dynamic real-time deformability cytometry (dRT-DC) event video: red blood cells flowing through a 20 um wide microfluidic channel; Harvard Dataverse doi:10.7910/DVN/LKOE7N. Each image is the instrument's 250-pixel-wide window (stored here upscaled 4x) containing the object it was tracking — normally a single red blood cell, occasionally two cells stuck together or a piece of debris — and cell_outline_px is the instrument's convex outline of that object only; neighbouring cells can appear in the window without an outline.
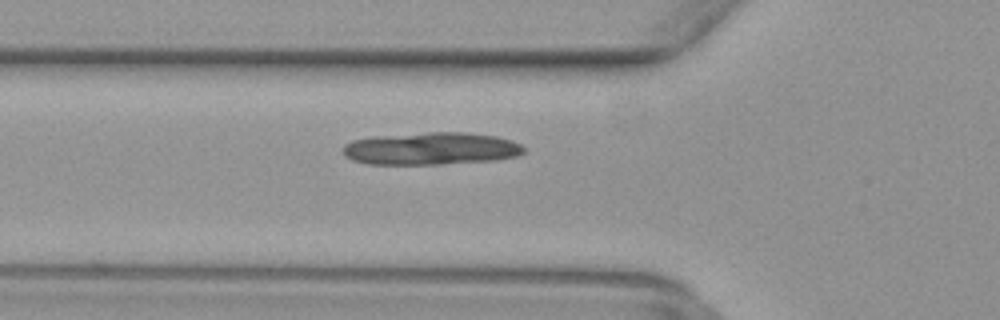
{"species": "common noctule bat (a hibernating species)", "species_latin": "Nyctalus noctula", "temperature_condition": "warm", "stored_images_in_passage": 34, "camera_frame_rate_fps": 3000, "um_per_image_px": 0.085, "animal": {"sex": "female", "body_mass_g": 29.2, "forearm_length_mm": 56.3}, "frame": {"image": 1, "passage_image": 2, "time_ms": 0.333, "image_size_px": [1000, 320], "cell_outline_px": [[524, 152], [516, 156], [496, 160], [440, 164], [368, 164], [352, 160], [344, 156], [344, 144], [352, 140], [372, 136], [428, 132], [464, 132], [496, 136], [512, 140], [520, 144], [524, 148]], "centroid_in_image_um": [36.62, 12.62], "position_along_channel_um": 89.2, "area_um2": 34.39}}
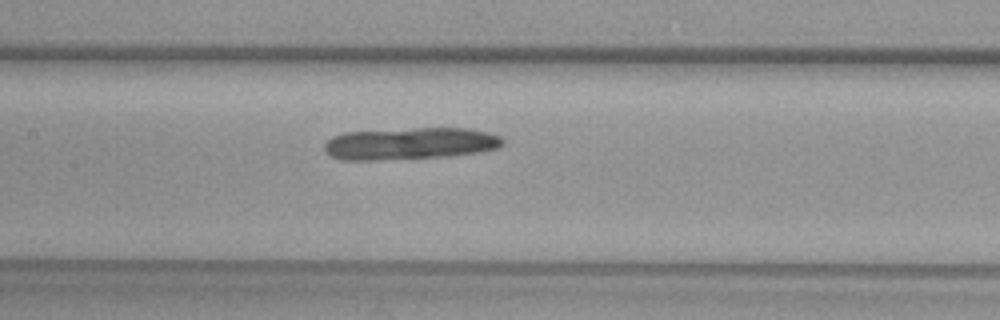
{"frame": {"image": 2, "passage_image": 8, "time_ms": 2.333, "image_size_px": [1000, 320], "cell_outline_px": [[504, 144], [500, 148], [480, 152], [448, 156], [376, 160], [340, 160], [324, 152], [324, 144], [332, 136], [344, 132], [412, 128], [468, 128], [488, 132], [500, 136], [504, 140]], "centroid_in_image_um": [34.86, 12.2], "position_along_channel_um": 172.5, "area_um2": 33.58}}
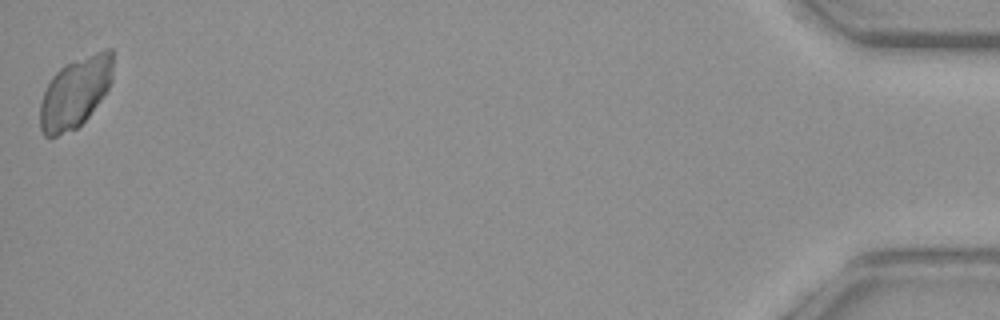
{"frame": {"image": 3, "passage_image": 34, "time_ms": 11.0, "image_size_px": [1000, 320], "cell_outline_px": [[112, 80], [108, 88], [100, 100], [88, 116], [76, 128], [56, 136], [44, 136], [40, 128], [40, 104], [44, 92], [52, 76], [64, 64], [104, 48], [112, 48]], "centroid_in_image_um": [6.39, 7.83], "position_along_channel_um": 428.8, "area_um2": 29.77}}